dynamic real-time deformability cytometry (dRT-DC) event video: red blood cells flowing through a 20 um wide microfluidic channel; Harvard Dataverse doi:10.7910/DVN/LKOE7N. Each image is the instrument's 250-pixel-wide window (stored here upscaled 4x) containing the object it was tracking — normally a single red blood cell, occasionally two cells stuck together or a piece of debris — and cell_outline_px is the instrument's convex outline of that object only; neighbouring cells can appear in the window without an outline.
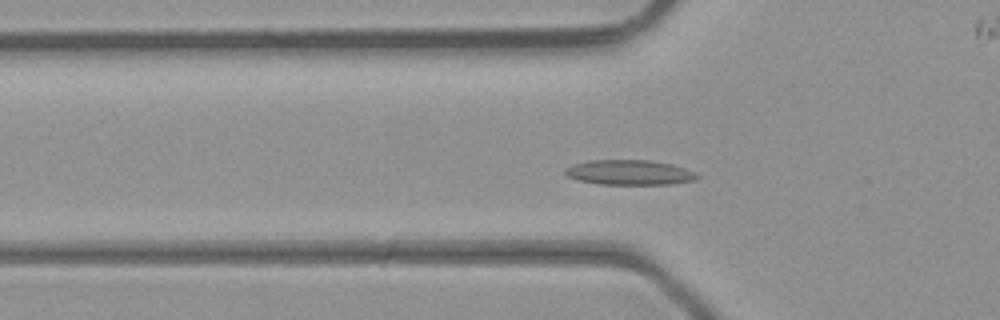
{"species": "common noctule bat (a hibernating species)", "species_latin": "Nyctalus noctula", "temperature_condition": "room temperature", "stored_images_in_passage": 34, "camera_frame_rate_fps": 3000, "um_per_image_px": 0.085, "animal": {"sex": "male", "body_mass_g": 23.1, "forearm_length_mm": 52.7}, "frame": {"image": 1, "passage_image": 11, "time_ms": 3.333, "image_size_px": [1000, 320], "cell_outline_px": [[700, 176], [692, 180], [672, 184], [600, 184], [576, 180], [568, 176], [564, 172], [564, 168], [572, 164], [588, 160], [648, 160], [672, 164], [696, 172]], "centroid_in_image_um": [53.46, 14.65], "position_along_channel_um": 72.3, "area_um2": 19.25}}
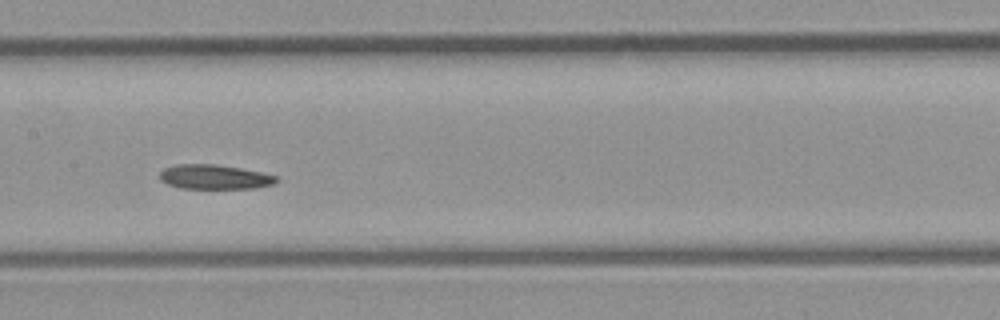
{"frame": {"image": 2, "passage_image": 19, "time_ms": 6.0, "image_size_px": [1000, 320], "cell_outline_px": [[280, 180], [272, 184], [256, 188], [180, 188], [168, 184], [160, 180], [160, 172], [164, 168], [176, 164], [216, 164], [264, 172], [280, 176]], "centroid_in_image_um": [18.28, 15.03], "position_along_channel_um": 189.1, "area_um2": 16.82}}
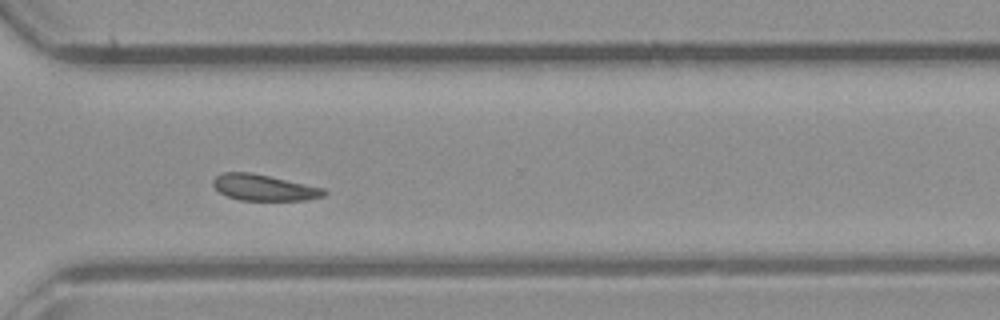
{"frame": {"image": 3, "passage_image": 30, "time_ms": 9.667, "image_size_px": [1000, 320], "cell_outline_px": [[328, 192], [324, 196], [308, 200], [240, 200], [228, 196], [220, 192], [212, 184], [212, 180], [216, 176], [224, 172], [252, 172], [324, 188]], "centroid_in_image_um": [22.45, 15.94], "position_along_channel_um": 348.1, "area_um2": 16.88}}